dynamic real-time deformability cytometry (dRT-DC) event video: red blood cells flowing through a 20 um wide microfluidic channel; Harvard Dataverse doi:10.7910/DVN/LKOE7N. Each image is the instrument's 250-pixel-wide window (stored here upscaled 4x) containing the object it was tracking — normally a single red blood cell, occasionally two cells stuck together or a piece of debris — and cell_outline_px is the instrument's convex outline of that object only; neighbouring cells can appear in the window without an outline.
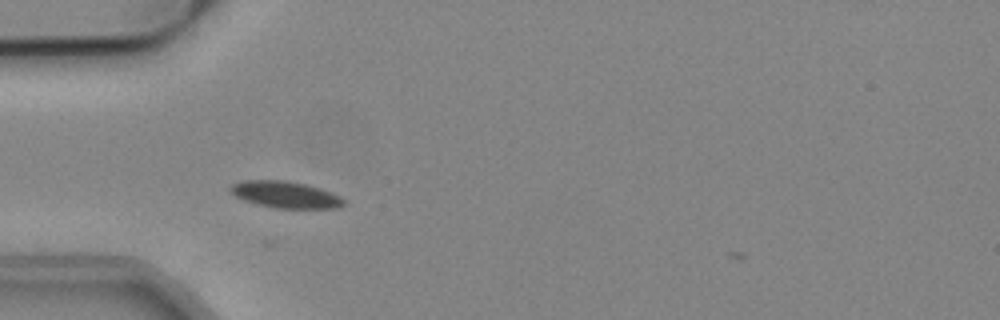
{"species": "common noctule bat (a hibernating species)", "species_latin": "Nyctalus noctula", "temperature_condition": "cold", "stored_images_in_passage": 31, "camera_frame_rate_fps": 3000, "um_per_image_px": 0.085, "animal": {"sex": "male", "body_mass_g": 19.2, "forearm_length_mm": 51.8}, "frame": {"image": 1, "passage_image": 2, "time_ms": 0.333, "image_size_px": [1000, 320], "cell_outline_px": [[344, 204], [336, 208], [276, 208], [244, 200], [236, 196], [228, 188], [232, 184], [244, 180], [288, 180], [320, 188], [332, 192], [340, 196], [344, 200]], "centroid_in_image_um": [24.27, 16.53], "position_along_channel_um": 60.7, "area_um2": 17.46}}
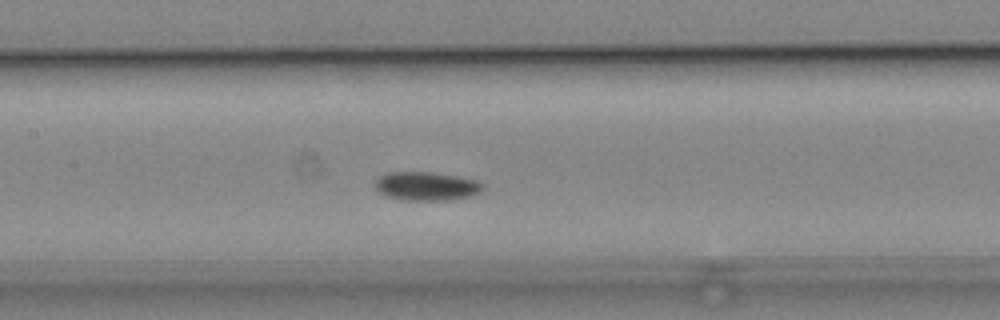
{"frame": {"image": 2, "passage_image": 11, "time_ms": 3.333, "image_size_px": [1000, 320], "cell_outline_px": [[484, 184], [480, 192], [472, 196], [448, 200], [408, 200], [388, 196], [380, 192], [376, 188], [376, 180], [380, 176], [388, 172], [432, 172], [456, 176], [476, 180]], "centroid_in_image_um": [36.28, 15.82], "position_along_channel_um": 171.1, "area_um2": 17.8}}
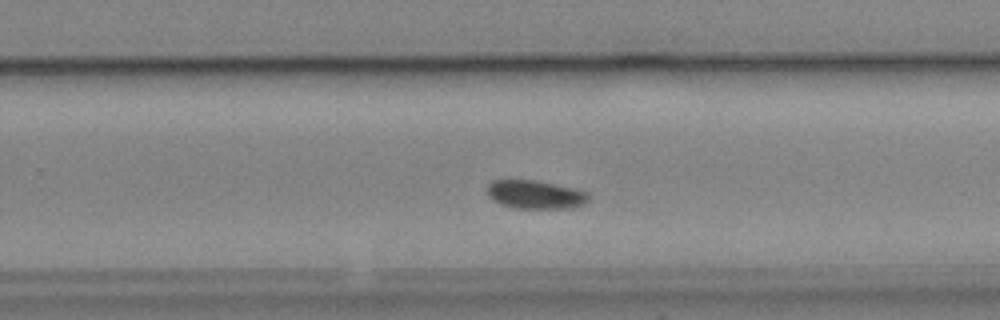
{"frame": {"image": 3, "passage_image": 20, "time_ms": 6.333, "image_size_px": [1000, 320], "cell_outline_px": [[588, 200], [584, 204], [572, 208], [516, 208], [500, 204], [492, 200], [488, 192], [488, 184], [492, 180], [536, 180], [572, 188], [588, 192]], "centroid_in_image_um": [45.5, 16.54], "position_along_channel_um": 284.3, "area_um2": 16.7}, "authors_computed_cell_mechanics": {"area_um2": 17.2822, "velocity_mm_per_s": 3.7929, "shape_relaxation_time_tau1_ms": 1.4527, "shape_relaxation_time_tau2_ms": null, "deformation_change_tau1": 0.0597, "deformation_change_tau2": null}}